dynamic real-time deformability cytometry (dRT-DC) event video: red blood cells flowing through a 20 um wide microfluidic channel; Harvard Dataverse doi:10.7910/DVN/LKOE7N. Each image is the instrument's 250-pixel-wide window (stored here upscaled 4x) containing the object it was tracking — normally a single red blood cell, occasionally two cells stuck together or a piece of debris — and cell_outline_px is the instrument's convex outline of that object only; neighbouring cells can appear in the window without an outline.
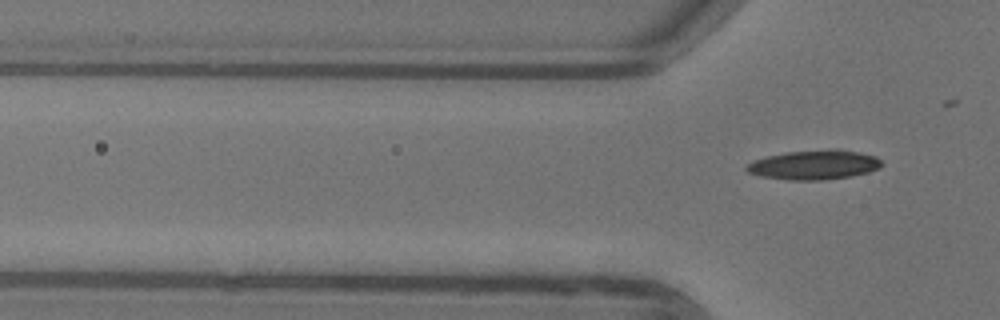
{"species": "common noctule bat (a hibernating species)", "species_latin": "Nyctalus noctula", "temperature_condition": "warm", "stored_images_in_passage": 3, "camera_frame_rate_fps": 3000, "um_per_image_px": 0.085, "animal": {"sex": "female"}, "frame": {"image": 1, "passage_image": 3, "time_ms": 0.667, "image_size_px": [1000, 320], "cell_outline_px": [[884, 164], [880, 168], [868, 172], [852, 176], [824, 180], [788, 180], [760, 176], [748, 172], [744, 168], [752, 160], [784, 152], [832, 148], [840, 148], [860, 152], [876, 156]], "centroid_in_image_um": [69.23, 13.99], "position_along_channel_um": 56.6, "area_um2": 23.64}}